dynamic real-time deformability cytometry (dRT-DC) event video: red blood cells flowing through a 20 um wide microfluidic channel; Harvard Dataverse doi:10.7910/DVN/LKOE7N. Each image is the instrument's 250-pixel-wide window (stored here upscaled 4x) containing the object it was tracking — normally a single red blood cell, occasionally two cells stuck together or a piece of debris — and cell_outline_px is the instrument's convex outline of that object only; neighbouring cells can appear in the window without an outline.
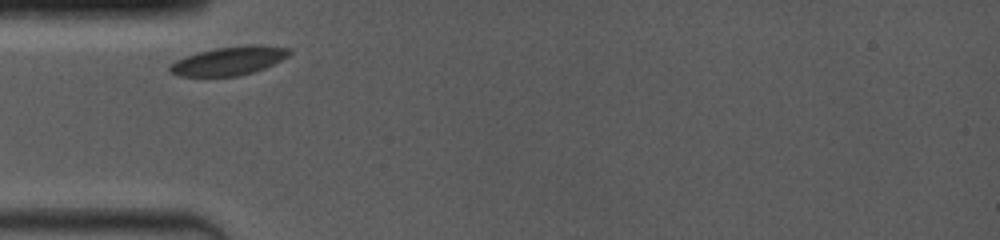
{"species": "common noctule bat (a hibernating species)", "species_latin": "Nyctalus noctula", "temperature_condition": "room temperature", "stored_images_in_passage": 3, "camera_frame_rate_fps": 4000, "um_per_image_px": 0.085, "animal": {"sex": "female", "body_mass_g": 19.0, "forearm_length_mm": 53.3}, "frame": {"image": 1, "passage_image": 1, "time_ms": 0.0, "image_size_px": [1000, 240], "cell_outline_px": [[292, 52], [288, 56], [264, 68], [240, 76], [180, 76], [168, 72], [168, 64], [184, 56], [196, 52], [216, 48], [244, 44], [260, 44], [288, 48]], "centroid_in_image_um": [19.41, 5.16], "position_along_channel_um": 65.6, "area_um2": 20.17}}